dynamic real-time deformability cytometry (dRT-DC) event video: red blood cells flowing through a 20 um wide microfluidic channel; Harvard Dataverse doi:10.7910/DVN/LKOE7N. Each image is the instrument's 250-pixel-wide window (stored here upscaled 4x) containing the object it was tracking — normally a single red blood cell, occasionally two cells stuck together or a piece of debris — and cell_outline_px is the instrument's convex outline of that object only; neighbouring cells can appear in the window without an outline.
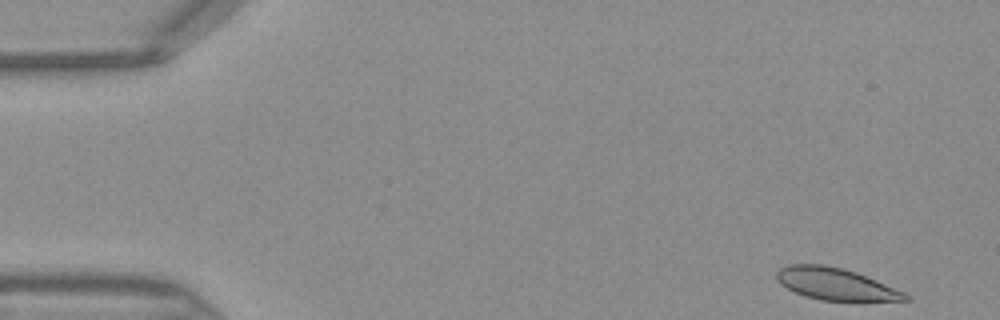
{"species": "Egyptian fruit bat (a non-hibernating species)", "species_latin": "Rousettus aegyptiacus", "temperature_condition": "warm", "stored_images_in_passage": 45, "camera_frame_rate_fps": 3000, "um_per_image_px": 0.085, "frame": {"image": 1, "passage_image": 1, "time_ms": 0.0, "image_size_px": [1000, 320], "cell_outline_px": [[912, 300], [860, 304], [856, 304], [820, 300], [804, 296], [780, 284], [776, 276], [776, 272], [780, 268], [788, 264], [824, 264], [844, 268], [856, 272], [876, 280], [904, 292], [912, 296]], "centroid_in_image_um": [71.14, 24.2], "position_along_channel_um": 13.9, "area_um2": 25.2}}
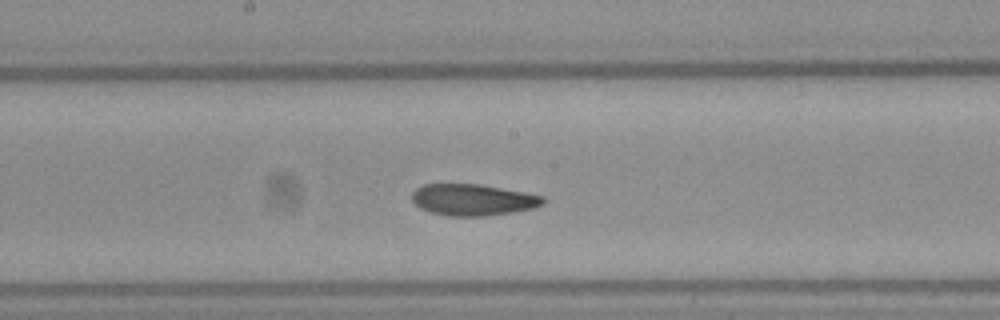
{"frame": {"image": 2, "passage_image": 22, "time_ms": 7.0, "image_size_px": [1000, 320], "cell_outline_px": [[548, 200], [544, 204], [532, 208], [512, 212], [484, 216], [448, 216], [432, 212], [420, 208], [412, 200], [412, 192], [416, 188], [424, 184], [480, 184], [524, 192], [544, 196]], "centroid_in_image_um": [40.22, 16.98], "position_along_channel_um": 208.0, "area_um2": 24.04}}
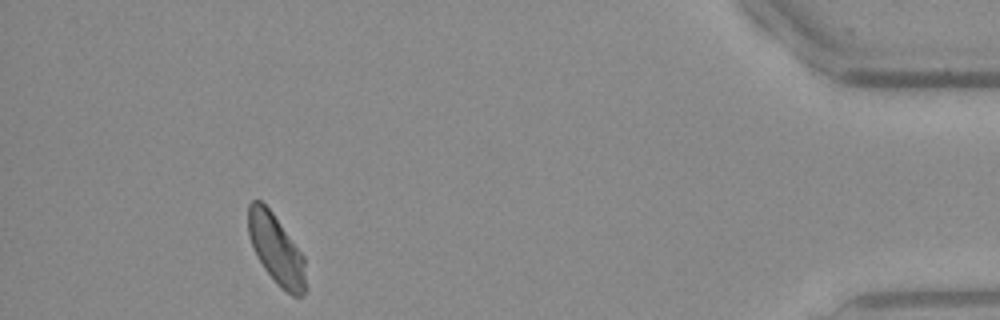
{"frame": {"image": 3, "passage_image": 40, "time_ms": 13.0, "image_size_px": [1000, 320], "cell_outline_px": [[308, 288], [304, 296], [292, 296], [280, 288], [264, 268], [252, 244], [248, 232], [248, 204], [252, 200], [260, 200], [272, 212], [304, 256]], "centroid_in_image_um": [23.53, 21.25], "position_along_channel_um": 411.7, "area_um2": 23.41}}